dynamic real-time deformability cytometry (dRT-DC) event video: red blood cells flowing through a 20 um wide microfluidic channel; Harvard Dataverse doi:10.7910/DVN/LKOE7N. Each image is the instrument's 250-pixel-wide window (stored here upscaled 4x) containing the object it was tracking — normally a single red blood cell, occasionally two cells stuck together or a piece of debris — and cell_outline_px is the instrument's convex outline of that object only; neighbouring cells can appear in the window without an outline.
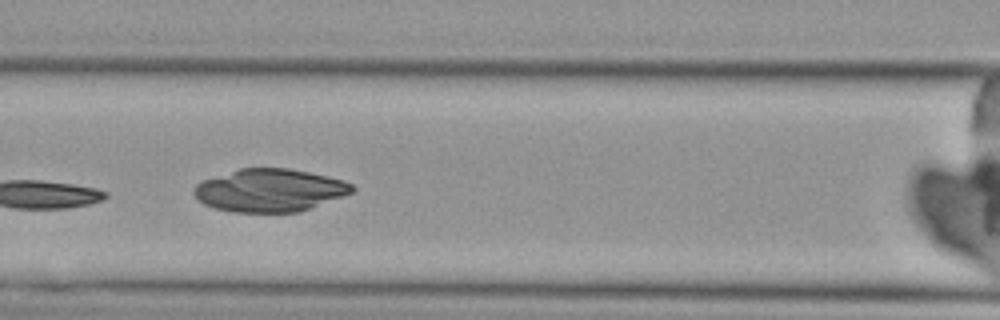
{"species": "Egyptian fruit bat (a non-hibernating species)", "species_latin": "Rousettus aegyptiacus", "temperature_condition": "cold", "stored_images_in_passage": 6, "camera_frame_rate_fps": 3000, "um_per_image_px": 0.085, "animal": {"sex": "female"}, "frame": {"image": 1, "passage_image": 3, "time_ms": 2.0, "image_size_px": [1000, 320], "cell_outline_px": [[356, 188], [352, 192], [344, 196], [300, 212], [232, 212], [216, 208], [204, 204], [192, 192], [196, 184], [204, 180], [240, 168], [288, 168], [328, 176], [344, 180], [352, 184]], "centroid_in_image_um": [22.96, 16.18], "position_along_channel_um": 143.6, "area_um2": 39.36}}
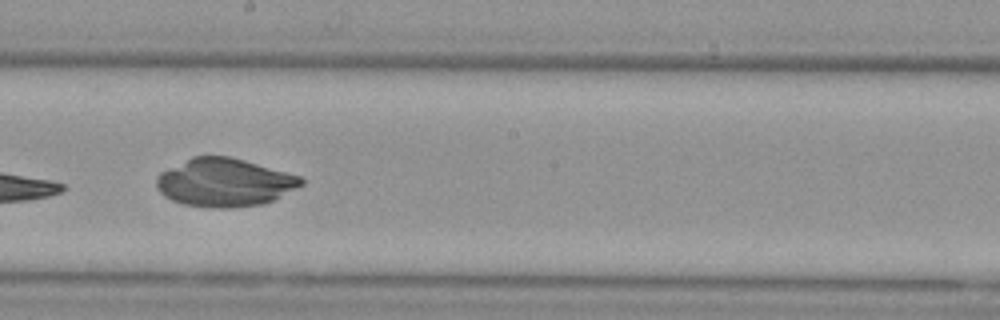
{"frame": {"image": 2, "passage_image": 5, "time_ms": 4.333, "image_size_px": [1000, 320], "cell_outline_px": [[304, 184], [272, 200], [260, 204], [224, 208], [208, 208], [184, 204], [172, 200], [164, 196], [160, 192], [156, 184], [156, 176], [160, 172], [192, 156], [228, 156], [244, 160], [300, 176], [304, 180]], "centroid_in_image_um": [19.04, 15.51], "position_along_channel_um": 229.2, "area_um2": 40.34}}
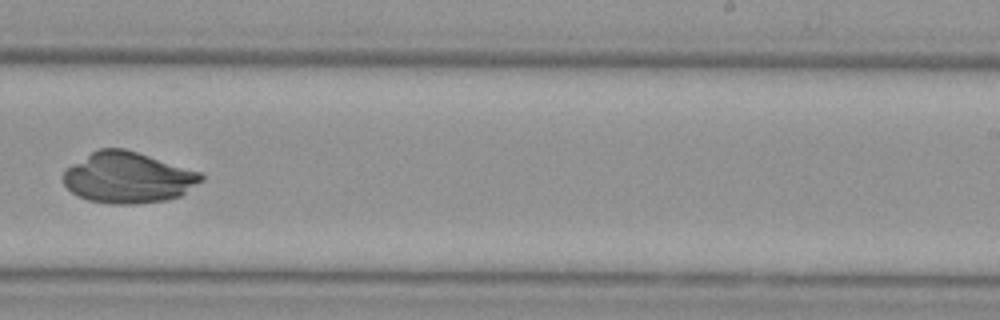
{"frame": {"image": 3, "passage_image": 6, "time_ms": 5.667, "image_size_px": [1000, 320], "cell_outline_px": [[204, 180], [180, 196], [164, 200], [132, 204], [112, 204], [88, 200], [72, 192], [64, 184], [64, 172], [72, 164], [92, 152], [100, 148], [124, 148], [200, 172], [204, 176]], "centroid_in_image_um": [10.89, 15.1], "position_along_channel_um": 278.1, "area_um2": 40.46}}